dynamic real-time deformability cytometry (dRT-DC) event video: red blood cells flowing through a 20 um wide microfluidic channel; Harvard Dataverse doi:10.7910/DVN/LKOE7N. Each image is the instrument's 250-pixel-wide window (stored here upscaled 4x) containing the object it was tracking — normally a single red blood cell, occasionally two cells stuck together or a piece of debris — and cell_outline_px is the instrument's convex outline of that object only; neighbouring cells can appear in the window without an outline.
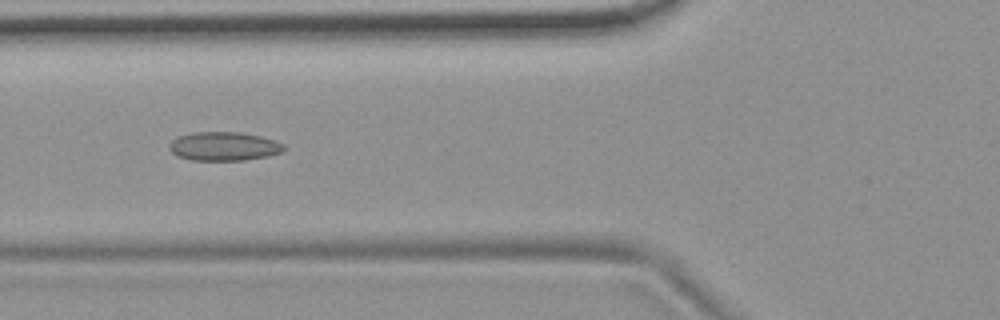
{"species": "common noctule bat (a hibernating species)", "species_latin": "Nyctalus noctula", "temperature_condition": "room temperature", "stored_images_in_passage": 46, "camera_frame_rate_fps": 3000, "um_per_image_px": 0.085, "animal": {"sex": "female", "body_mass_g": 19.9}, "frame": {"image": 1, "passage_image": 12, "time_ms": 3.667, "image_size_px": [1000, 320], "cell_outline_px": [[284, 152], [268, 156], [244, 160], [192, 160], [176, 156], [168, 148], [168, 144], [176, 136], [192, 132], [240, 132], [260, 136], [276, 140], [284, 144]], "centroid_in_image_um": [19.01, 12.43], "position_along_channel_um": 106.8, "area_um2": 19.48}}
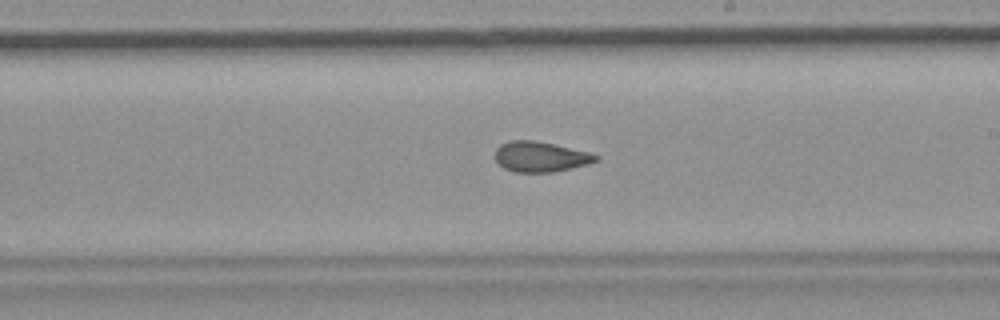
{"frame": {"image": 2, "passage_image": 23, "time_ms": 7.333, "image_size_px": [1000, 320], "cell_outline_px": [[600, 160], [588, 164], [572, 168], [552, 172], [516, 172], [504, 168], [496, 160], [496, 148], [500, 144], [512, 140], [532, 140], [552, 144], [588, 152], [600, 156]], "centroid_in_image_um": [45.95, 13.33], "position_along_channel_um": 243.0, "area_um2": 17.63}}
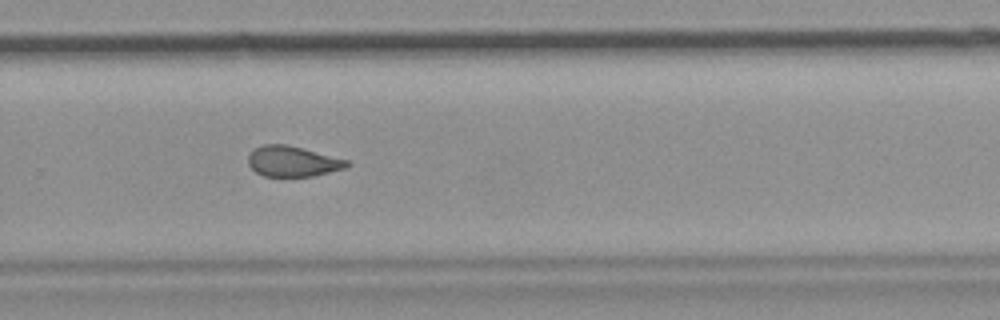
{"frame": {"image": 3, "passage_image": 28, "time_ms": 9.0, "image_size_px": [1000, 320], "cell_outline_px": [[348, 164], [344, 168], [312, 176], [264, 176], [256, 172], [248, 164], [248, 156], [256, 148], [264, 144], [284, 144], [348, 160]], "centroid_in_image_um": [24.83, 13.72], "position_along_channel_um": 305.0, "area_um2": 17.05}, "authors_computed_cell_mechanics": {"area_um2": 18.6116, "velocity_mm_per_s": 3.7256, "shape_relaxation_time_tau1_ms": null, "shape_relaxation_time_tau2_ms": 2.5954, "deformation_change_tau1": null, "deformation_change_tau2": 0.0887}}